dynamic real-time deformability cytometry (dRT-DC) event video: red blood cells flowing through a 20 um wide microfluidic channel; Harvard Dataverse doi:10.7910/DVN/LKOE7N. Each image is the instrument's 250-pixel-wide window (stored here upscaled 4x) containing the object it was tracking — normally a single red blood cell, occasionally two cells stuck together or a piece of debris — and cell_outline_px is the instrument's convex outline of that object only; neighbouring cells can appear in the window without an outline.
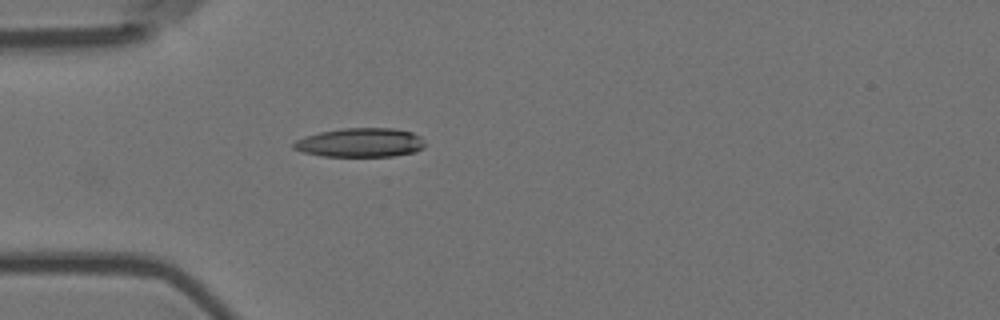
{"species": "Egyptian fruit bat (a non-hibernating species)", "species_latin": "Rousettus aegyptiacus", "temperature_condition": "room temperature", "stored_images_in_passage": 1, "camera_frame_rate_fps": 3000, "um_per_image_px": 0.085, "animal": {"sex": "female"}, "frame": {"image": 1, "passage_image": 1, "time_ms": 0.0, "image_size_px": [1000, 320], "cell_outline_px": [[424, 148], [416, 152], [392, 156], [324, 156], [304, 152], [292, 148], [292, 144], [296, 140], [304, 136], [320, 132], [340, 128], [392, 128], [412, 132], [420, 136], [424, 140]], "centroid_in_image_um": [30.64, 12.11], "position_along_channel_um": 54.4, "area_um2": 22.31}}